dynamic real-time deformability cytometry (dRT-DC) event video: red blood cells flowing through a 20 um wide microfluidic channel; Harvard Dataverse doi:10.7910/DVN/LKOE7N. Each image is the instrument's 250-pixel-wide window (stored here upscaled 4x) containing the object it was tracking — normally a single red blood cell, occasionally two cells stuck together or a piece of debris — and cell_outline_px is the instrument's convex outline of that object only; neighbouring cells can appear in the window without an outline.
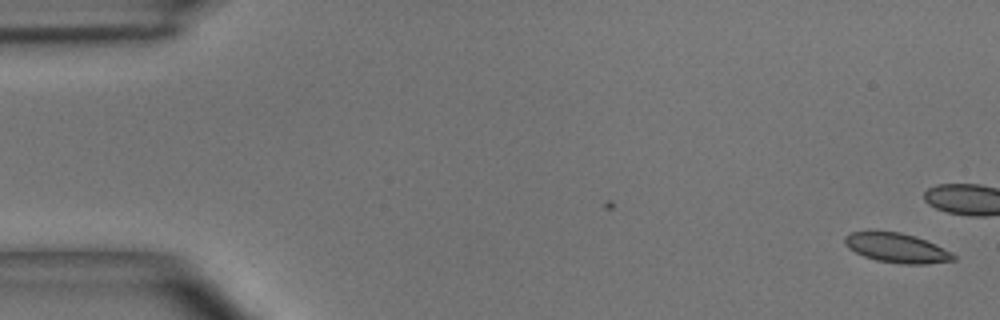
{"species": "common noctule bat (a hibernating species)", "species_latin": "Nyctalus noctula", "temperature_condition": "room temperature", "stored_images_in_passage": 15, "camera_frame_rate_fps": 3000, "um_per_image_px": 0.085, "animal": {"sex": "male", "body_mass_g": 15.6}, "frame": {"image": 1, "passage_image": 1, "time_ms": 0.0, "image_size_px": [1000, 320], "cell_outline_px": [[956, 260], [924, 264], [900, 264], [876, 260], [864, 256], [848, 248], [844, 244], [844, 236], [848, 232], [868, 228], [900, 232], [916, 236], [952, 252], [956, 256]], "centroid_in_image_um": [76.14, 21.02], "position_along_channel_um": 8.9, "area_um2": 19.36}}